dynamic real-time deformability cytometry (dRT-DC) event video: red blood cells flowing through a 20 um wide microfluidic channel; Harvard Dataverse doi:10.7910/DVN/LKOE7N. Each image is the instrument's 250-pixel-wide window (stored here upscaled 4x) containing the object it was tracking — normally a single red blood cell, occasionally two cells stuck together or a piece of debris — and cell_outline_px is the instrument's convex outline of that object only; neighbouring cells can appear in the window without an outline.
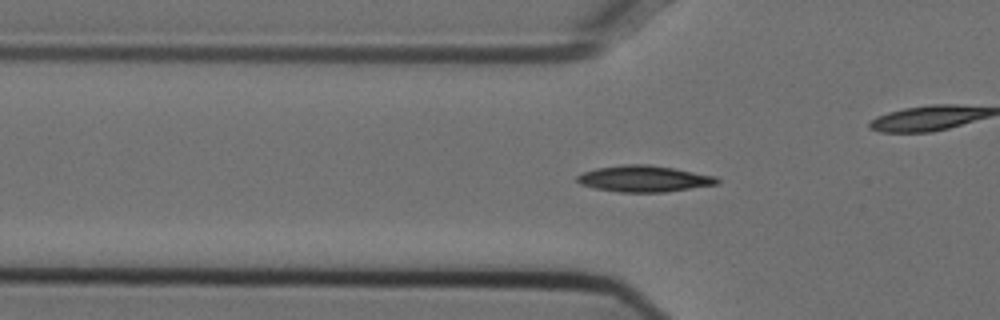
{"species": "Egyptian fruit bat (a non-hibernating species)", "species_latin": "Rousettus aegyptiacus", "temperature_condition": "cold", "stored_images_in_passage": 44, "camera_frame_rate_fps": 3000, "um_per_image_px": 0.085, "animal": {"sex": "female"}, "frame": {"image": 1, "passage_image": 11, "time_ms": 3.333, "image_size_px": [1000, 320], "cell_outline_px": [[720, 180], [716, 184], [664, 192], [620, 192], [596, 188], [580, 184], [576, 180], [576, 176], [584, 172], [596, 168], [624, 164], [648, 164], [672, 168], [716, 176]], "centroid_in_image_um": [54.71, 15.18], "position_along_channel_um": 71.1, "area_um2": 21.21}}
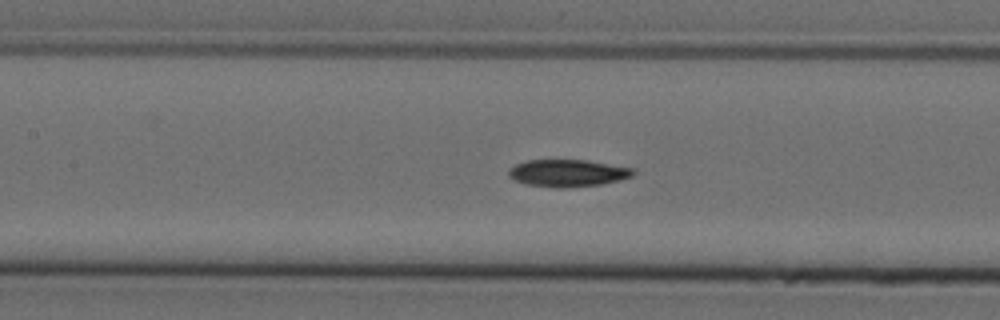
{"frame": {"image": 2, "passage_image": 18, "time_ms": 5.667, "image_size_px": [1000, 320], "cell_outline_px": [[636, 172], [632, 176], [620, 180], [600, 184], [568, 188], [556, 188], [528, 184], [512, 180], [508, 176], [508, 168], [516, 164], [528, 160], [588, 160], [636, 168]], "centroid_in_image_um": [48.27, 14.71], "position_along_channel_um": 159.1, "area_um2": 20.0}}
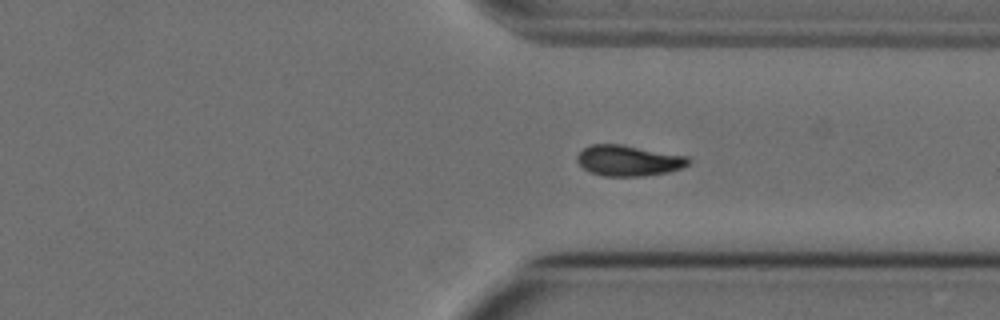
{"frame": {"image": 3, "passage_image": 34, "time_ms": 11.0, "image_size_px": [1000, 320], "cell_outline_px": [[692, 160], [688, 164], [680, 168], [668, 172], [644, 176], [604, 176], [588, 172], [576, 160], [576, 156], [584, 148], [592, 144], [620, 144], [688, 156]], "centroid_in_image_um": [53.42, 13.65], "position_along_channel_um": 358.0, "area_um2": 19.94}}